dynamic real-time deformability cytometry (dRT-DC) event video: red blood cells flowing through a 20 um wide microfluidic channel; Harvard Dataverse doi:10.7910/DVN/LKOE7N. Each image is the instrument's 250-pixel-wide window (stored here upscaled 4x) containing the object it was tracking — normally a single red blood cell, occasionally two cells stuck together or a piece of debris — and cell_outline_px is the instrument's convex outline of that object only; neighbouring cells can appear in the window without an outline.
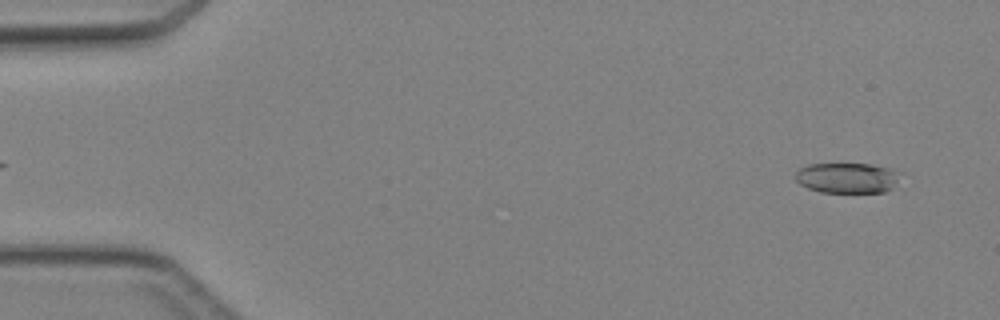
{"species": "Egyptian fruit bat (a non-hibernating species)", "species_latin": "Rousettus aegyptiacus", "temperature_condition": "cold", "stored_images_in_passage": 45, "camera_frame_rate_fps": 3000, "um_per_image_px": 0.085, "animal": {"sex": "female"}, "frame": {"image": 1, "passage_image": 2, "time_ms": 0.333, "image_size_px": [1000, 320], "cell_outline_px": [[904, 172], [892, 188], [884, 192], [820, 192], [808, 188], [800, 184], [796, 180], [796, 172], [800, 168], [808, 164], [872, 164]], "centroid_in_image_um": [72.05, 15.11], "position_along_channel_um": 12.9, "area_um2": 18.67}}
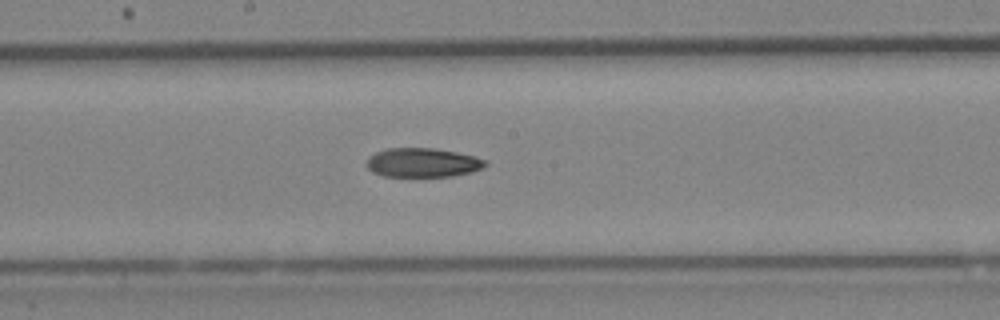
{"frame": {"image": 2, "passage_image": 24, "time_ms": 7.667, "image_size_px": [1000, 320], "cell_outline_px": [[488, 164], [472, 172], [452, 176], [384, 176], [372, 172], [364, 164], [368, 156], [376, 152], [388, 148], [432, 148], [456, 152], [476, 156], [488, 160]], "centroid_in_image_um": [35.91, 13.82], "position_along_channel_um": 212.3, "area_um2": 20.29}}
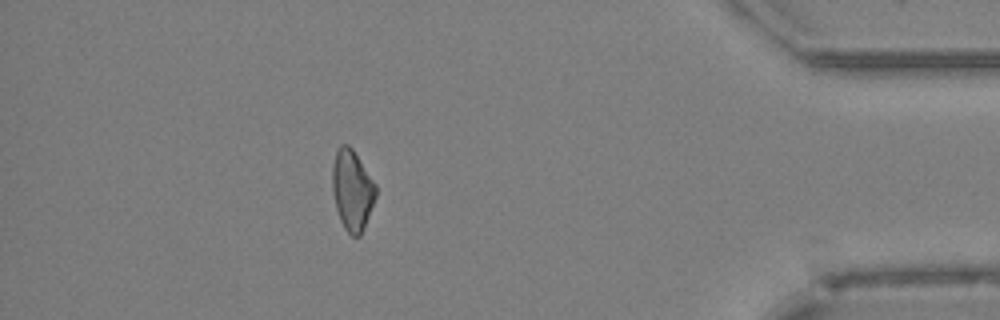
{"frame": {"image": 3, "passage_image": 40, "time_ms": 13.0, "image_size_px": [1000, 320], "cell_outline_px": [[376, 196], [364, 228], [360, 236], [352, 236], [344, 228], [340, 220], [336, 208], [332, 188], [332, 168], [336, 152], [340, 144], [348, 144], [352, 148], [376, 184]], "centroid_in_image_um": [29.93, 16.16], "position_along_channel_um": 405.3, "area_um2": 20.29}}